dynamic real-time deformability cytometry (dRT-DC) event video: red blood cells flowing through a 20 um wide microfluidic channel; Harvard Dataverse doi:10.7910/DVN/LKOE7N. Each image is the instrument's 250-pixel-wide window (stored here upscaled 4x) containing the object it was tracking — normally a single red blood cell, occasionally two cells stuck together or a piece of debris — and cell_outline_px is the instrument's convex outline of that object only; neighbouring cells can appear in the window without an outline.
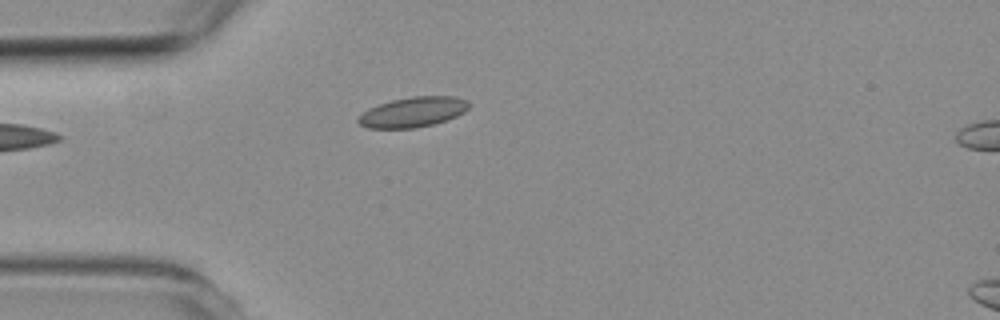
{"species": "common noctule bat (a hibernating species)", "species_latin": "Nyctalus noctula", "temperature_condition": "room temperature", "stored_images_in_passage": 2, "camera_frame_rate_fps": 3000, "um_per_image_px": 0.085, "animal": {"sex": "female", "body_mass_g": 19.3, "forearm_length_mm": 54.1}, "frame": {"image": 1, "passage_image": 1, "time_ms": 0.0, "image_size_px": [1000, 320], "cell_outline_px": [[468, 108], [464, 112], [456, 116], [432, 124], [412, 128], [368, 128], [360, 124], [356, 120], [368, 108], [392, 100], [412, 96], [452, 96], [468, 100]], "centroid_in_image_um": [35.09, 9.52], "position_along_channel_um": 49.9, "area_um2": 19.13}}